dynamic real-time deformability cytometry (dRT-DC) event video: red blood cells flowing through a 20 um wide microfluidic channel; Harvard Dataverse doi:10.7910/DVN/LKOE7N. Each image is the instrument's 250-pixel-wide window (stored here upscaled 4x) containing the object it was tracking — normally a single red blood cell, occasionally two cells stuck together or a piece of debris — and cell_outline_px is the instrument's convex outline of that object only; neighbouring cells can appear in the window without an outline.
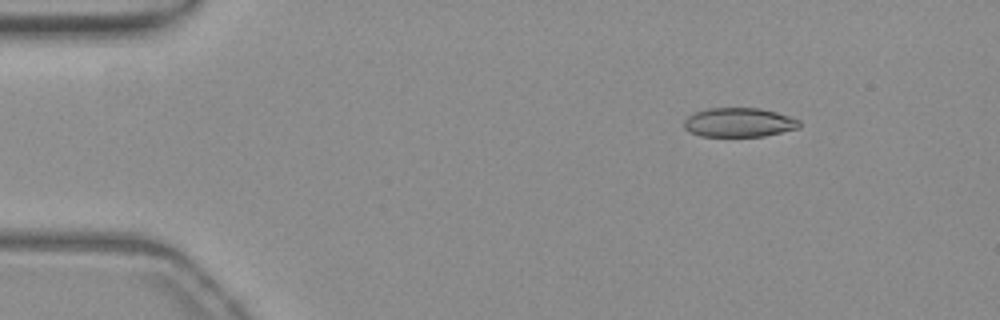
{"species": "common noctule bat (a hibernating species)", "species_latin": "Nyctalus noctula", "temperature_condition": "warm", "stored_images_in_passage": 23, "camera_frame_rate_fps": 3000, "um_per_image_px": 0.085, "animal": {"sex": "female", "body_mass_g": 19.3, "forearm_length_mm": 54.1}, "frame": {"image": 1, "passage_image": 8, "time_ms": 2.333, "image_size_px": [1000, 320], "cell_outline_px": [[800, 128], [764, 136], [700, 136], [684, 128], [684, 120], [688, 116], [696, 112], [708, 108], [760, 108], [776, 112], [800, 120]], "centroid_in_image_um": [62.83, 10.4], "position_along_channel_um": 22.2, "area_um2": 19.54}}
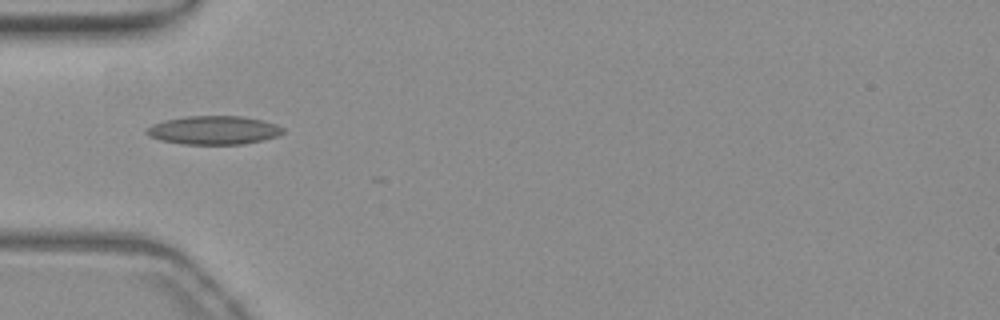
{"frame": {"image": 2, "passage_image": 18, "time_ms": 5.667, "image_size_px": [1000, 320], "cell_outline_px": [[284, 132], [276, 136], [264, 140], [244, 144], [180, 144], [160, 140], [148, 136], [144, 132], [152, 124], [164, 120], [184, 116], [244, 116], [264, 120], [276, 124], [284, 128]], "centroid_in_image_um": [18.16, 11.06], "position_along_channel_um": 66.8, "area_um2": 22.95}}
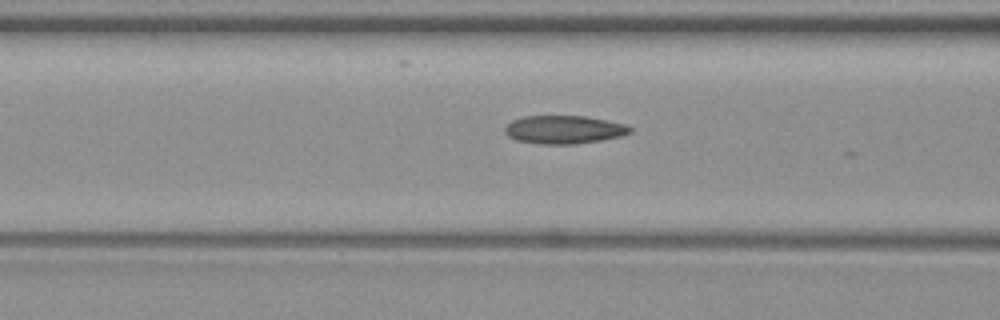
{"frame": {"image": 3, "passage_image": 22, "time_ms": 7.0, "image_size_px": [1000, 320], "cell_outline_px": [[632, 132], [620, 136], [600, 140], [576, 144], [540, 144], [516, 140], [508, 136], [504, 132], [504, 128], [512, 120], [524, 116], [584, 116], [624, 124], [632, 128]], "centroid_in_image_um": [47.9, 11.02], "position_along_channel_um": 118.7, "area_um2": 20.46}}